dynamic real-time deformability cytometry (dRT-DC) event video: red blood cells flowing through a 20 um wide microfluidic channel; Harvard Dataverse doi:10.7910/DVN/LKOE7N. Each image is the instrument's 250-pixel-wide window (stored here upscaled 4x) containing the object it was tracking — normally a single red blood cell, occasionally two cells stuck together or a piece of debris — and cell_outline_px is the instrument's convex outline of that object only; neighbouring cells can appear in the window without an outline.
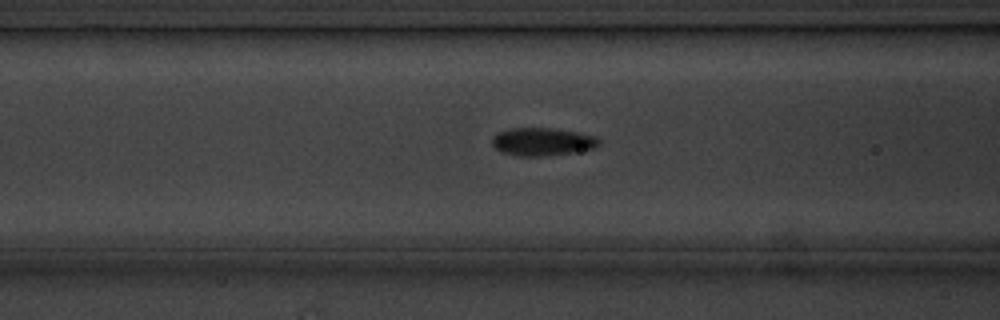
{"species": "common noctule bat (a hibernating species)", "species_latin": "Nyctalus noctula", "temperature_condition": "cold", "stored_images_in_passage": 42, "camera_frame_rate_fps": 3000, "um_per_image_px": 0.085, "animal": {"sex": "male", "body_mass_g": 20.1, "forearm_length_mm": 53.5}, "frame": {"image": 1, "passage_image": 13, "time_ms": 4.0, "image_size_px": [1000, 320], "cell_outline_px": [[600, 144], [596, 148], [572, 152], [544, 156], [516, 156], [504, 152], [496, 148], [492, 144], [492, 136], [496, 132], [508, 128], [548, 128], [576, 132], [596, 136], [600, 140]], "centroid_in_image_um": [46.08, 12.04], "position_along_channel_um": 120.5, "area_um2": 17.4}}
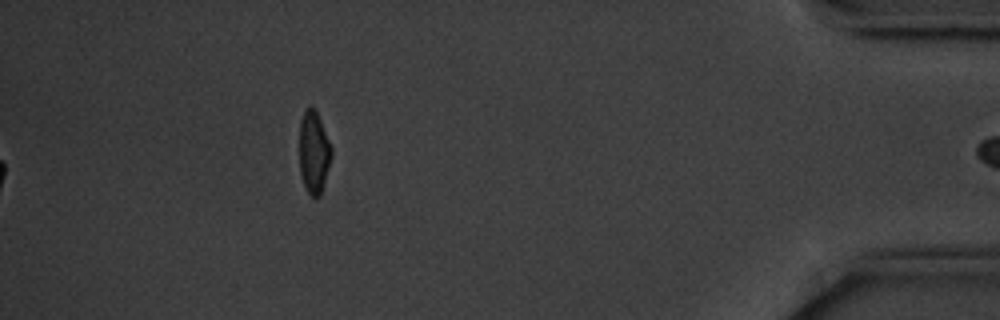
{"frame": {"image": 2, "passage_image": 42, "time_ms": 13.667, "image_size_px": [1000, 320], "cell_outline_px": [[332, 156], [320, 196], [312, 196], [308, 192], [304, 184], [300, 172], [300, 120], [304, 112], [308, 108], [316, 108], [332, 148]], "centroid_in_image_um": [26.68, 12.92], "position_along_channel_um": 408.5, "area_um2": 15.2}, "authors_computed_cell_mechanics": {"area_um2": 16.7909, "velocity_mm_per_s": 3.5464, "shape_relaxation_time_tau1_ms": 2.6342, "shape_relaxation_time_tau2_ms": 2.3807, "deformation_change_tau1": 0.1141, "deformation_change_tau2": 0.0569}}